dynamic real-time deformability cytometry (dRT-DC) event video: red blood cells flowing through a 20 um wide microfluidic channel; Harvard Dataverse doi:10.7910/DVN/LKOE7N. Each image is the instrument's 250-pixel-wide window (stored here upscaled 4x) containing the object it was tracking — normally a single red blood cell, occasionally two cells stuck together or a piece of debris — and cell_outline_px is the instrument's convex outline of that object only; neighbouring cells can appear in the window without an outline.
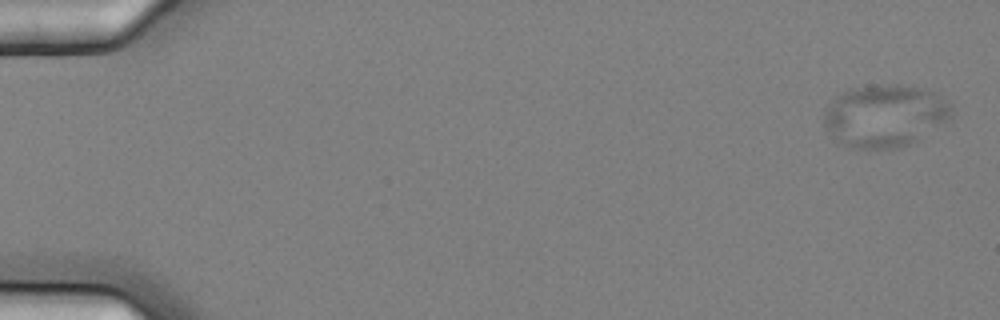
{"species": "common noctule bat (a hibernating species)", "species_latin": "Nyctalus noctula", "temperature_condition": "cold", "stored_images_in_passage": 7, "camera_frame_rate_fps": 3000, "um_per_image_px": 0.085, "animal": {"sex": "female", "body_mass_g": 25.1}, "frame": {"image": 1, "passage_image": 1, "time_ms": 0.0, "image_size_px": [1000, 320], "cell_outline_px": [[952, 116], [916, 140], [908, 144], [896, 148], [852, 148], [844, 144], [824, 124], [824, 112], [828, 104], [836, 96], [844, 92], [856, 88], [896, 84], [916, 88], [940, 96], [948, 100], [952, 104]], "centroid_in_image_um": [75.22, 9.84], "position_along_channel_um": 9.8, "area_um2": 45.03}}
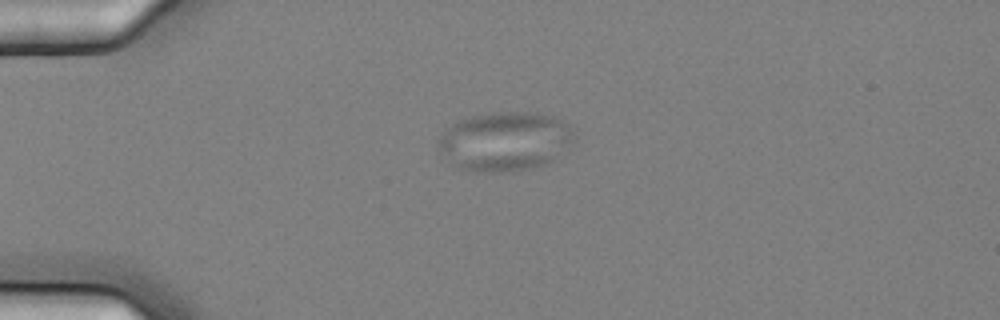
{"frame": {"image": 2, "passage_image": 5, "time_ms": 1.333, "image_size_px": [1000, 320], "cell_outline_px": [[576, 136], [568, 148], [548, 164], [512, 172], [480, 172], [456, 168], [436, 148], [436, 140], [444, 128], [456, 120], [472, 116], [492, 112], [536, 112], [552, 116], [568, 124], [572, 128]], "centroid_in_image_um": [42.88, 12.02], "position_along_channel_um": 42.1, "area_um2": 47.8}}